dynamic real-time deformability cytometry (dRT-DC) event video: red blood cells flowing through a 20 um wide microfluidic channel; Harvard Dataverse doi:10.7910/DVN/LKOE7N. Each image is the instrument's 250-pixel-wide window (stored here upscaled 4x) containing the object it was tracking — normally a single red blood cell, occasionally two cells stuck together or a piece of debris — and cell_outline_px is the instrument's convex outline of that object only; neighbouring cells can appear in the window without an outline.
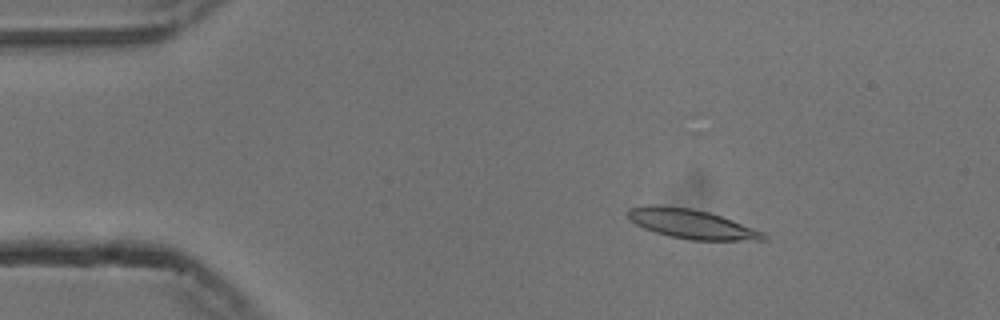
{"species": "common noctule bat (a hibernating species)", "species_latin": "Nyctalus noctula", "temperature_condition": "cold", "stored_images_in_passage": 55, "camera_frame_rate_fps": 3000, "um_per_image_px": 0.085, "animal": {"sex": "male", "body_mass_g": 13.3}, "frame": {"image": 1, "passage_image": 9, "time_ms": 2.667, "image_size_px": [1000, 320], "cell_outline_px": [[768, 240], [688, 240], [668, 236], [644, 228], [628, 220], [624, 212], [628, 208], [648, 204], [656, 204], [692, 208], [708, 212], [732, 220], [764, 232], [768, 236]], "centroid_in_image_um": [58.71, 19.02], "position_along_channel_um": 26.3, "area_um2": 23.52}}
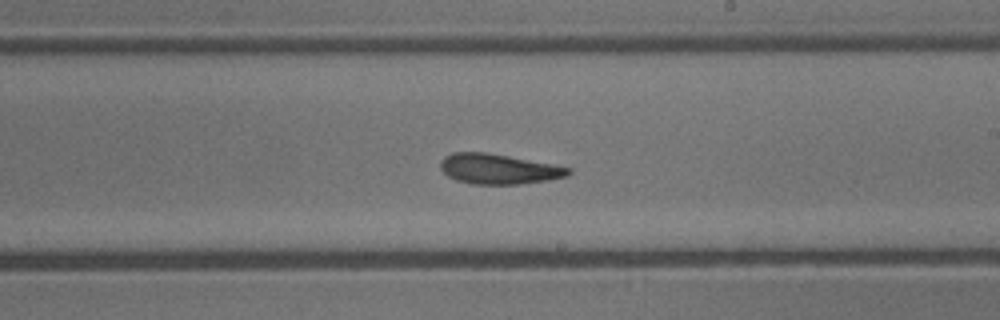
{"frame": {"image": 2, "passage_image": 32, "time_ms": 10.333, "image_size_px": [1000, 320], "cell_outline_px": [[572, 172], [568, 176], [548, 180], [520, 184], [472, 184], [456, 180], [448, 176], [440, 168], [440, 160], [444, 156], [452, 152], [484, 152], [508, 156], [552, 164], [572, 168]], "centroid_in_image_um": [42.37, 14.36], "position_along_channel_um": 246.6, "area_um2": 22.48}}
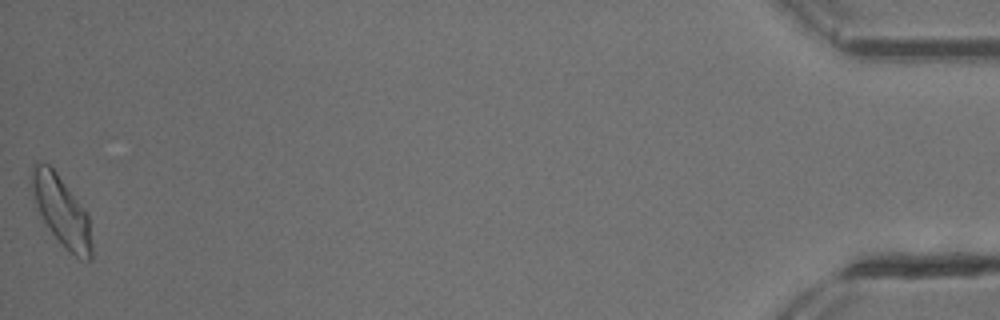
{"frame": {"image": 3, "passage_image": 55, "time_ms": 18.0, "image_size_px": [1000, 320], "cell_outline_px": [[92, 260], [80, 260], [64, 248], [52, 232], [44, 220], [36, 204], [32, 184], [32, 164], [36, 160], [48, 164], [56, 172], [88, 212], [92, 244]], "centroid_in_image_um": [5.28, 17.96], "position_along_channel_um": 429.9, "area_um2": 24.22}, "authors_computed_cell_mechanics": {"area_um2": 22.5998, "velocity_mm_per_s": 3.7314, "shape_relaxation_time_tau1_ms": 4.4995, "shape_relaxation_time_tau2_ms": 3.6607, "deformation_change_tau1": 0.1625, "deformation_change_tau2": 0.1338}}